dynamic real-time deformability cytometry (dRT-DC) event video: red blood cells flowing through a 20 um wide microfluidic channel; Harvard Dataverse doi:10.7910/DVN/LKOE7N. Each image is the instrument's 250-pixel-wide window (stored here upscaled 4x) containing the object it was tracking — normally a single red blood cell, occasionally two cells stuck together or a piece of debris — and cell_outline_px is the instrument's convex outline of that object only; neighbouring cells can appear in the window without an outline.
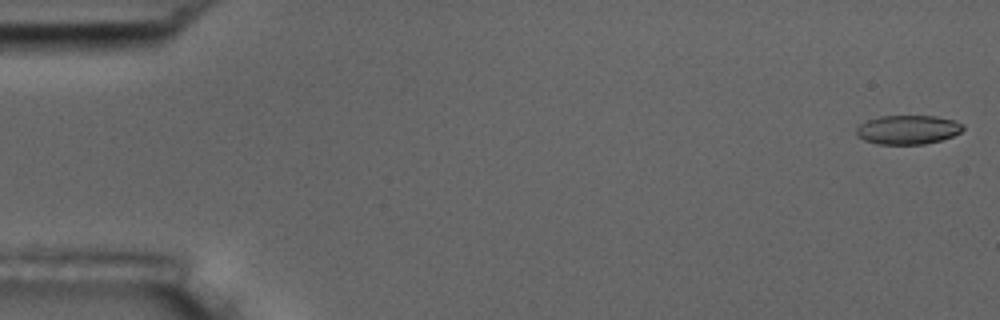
{"species": "common noctule bat (a hibernating species)", "species_latin": "Nyctalus noctula", "temperature_condition": "room temperature", "stored_images_in_passage": 15, "camera_frame_rate_fps": 3000, "um_per_image_px": 0.085, "animal": {"sex": "male", "body_mass_g": 17.5, "forearm_length_mm": 52.3}, "frame": {"image": 1, "passage_image": 1, "time_ms": 0.0, "image_size_px": [1000, 320], "cell_outline_px": [[964, 128], [960, 132], [952, 136], [940, 140], [924, 144], [876, 144], [864, 140], [856, 136], [856, 128], [860, 124], [868, 120], [880, 116], [936, 116], [956, 120], [964, 124]], "centroid_in_image_um": [77.17, 11.02], "position_along_channel_um": 7.8, "area_um2": 18.15}}
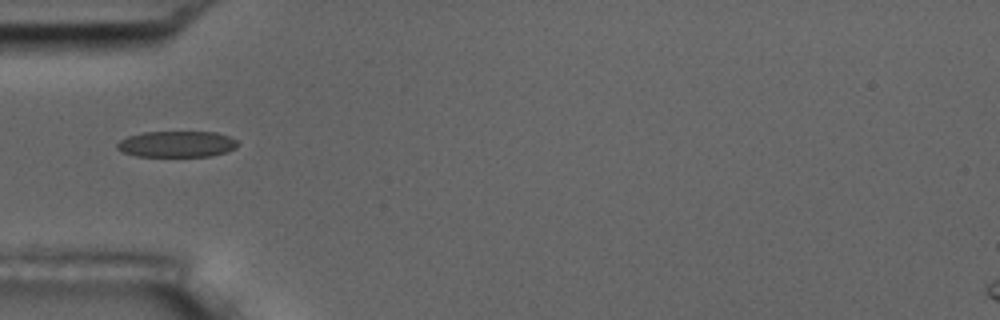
{"frame": {"image": 2, "passage_image": 5, "time_ms": 1.333, "image_size_px": [1000, 320], "cell_outline_px": [[240, 144], [236, 148], [228, 152], [212, 156], [136, 156], [120, 152], [116, 148], [116, 144], [120, 140], [128, 136], [144, 132], [216, 132], [228, 136], [236, 140]], "centroid_in_image_um": [15.03, 12.25], "position_along_channel_um": 70.0, "area_um2": 18.55}}
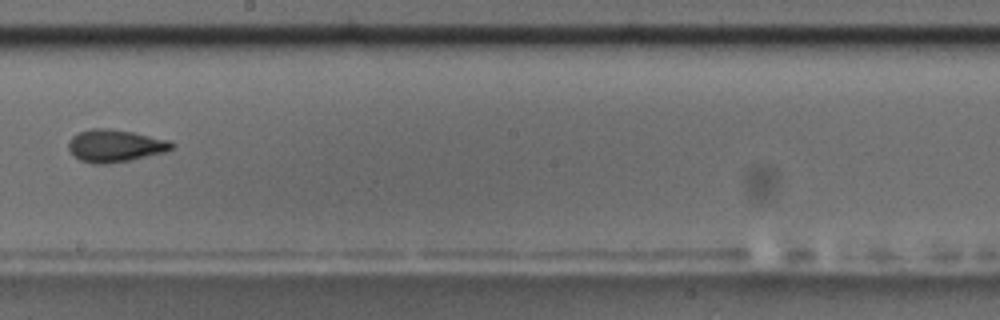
{"frame": {"image": 3, "passage_image": 9, "time_ms": 2.667, "image_size_px": [1000, 320], "cell_outline_px": [[176, 144], [172, 148], [164, 152], [128, 160], [104, 164], [92, 164], [80, 160], [72, 156], [68, 148], [68, 140], [72, 136], [88, 128], [108, 128], [132, 132], [168, 140]], "centroid_in_image_um": [9.72, 12.38], "position_along_channel_um": 238.5, "area_um2": 19.48}}